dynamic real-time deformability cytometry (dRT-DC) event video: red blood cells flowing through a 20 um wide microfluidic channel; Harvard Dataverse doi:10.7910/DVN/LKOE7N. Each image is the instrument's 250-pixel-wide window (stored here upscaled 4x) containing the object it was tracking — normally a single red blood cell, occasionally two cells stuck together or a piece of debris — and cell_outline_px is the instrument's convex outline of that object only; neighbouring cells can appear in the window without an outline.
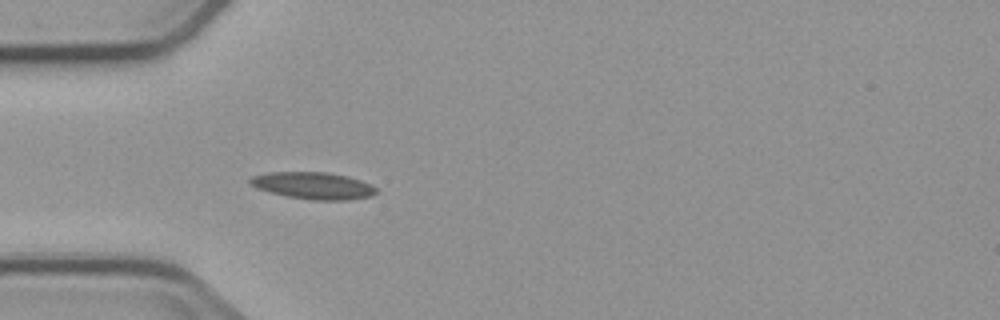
{"species": "common noctule bat (a hibernating species)", "species_latin": "Nyctalus noctula", "temperature_condition": "cold", "stored_images_in_passage": 3, "camera_frame_rate_fps": 3000, "um_per_image_px": 0.085, "animal": {"sex": "male", "body_mass_g": 23.1, "forearm_length_mm": 52.7}, "frame": {"image": 1, "passage_image": 3, "time_ms": 2.333, "image_size_px": [1000, 320], "cell_outline_px": [[376, 192], [372, 196], [348, 200], [312, 200], [288, 196], [256, 188], [248, 184], [248, 180], [252, 176], [268, 172], [328, 172], [348, 176], [372, 184], [376, 188]], "centroid_in_image_um": [26.63, 15.77], "position_along_channel_um": 58.4, "area_um2": 19.88}}